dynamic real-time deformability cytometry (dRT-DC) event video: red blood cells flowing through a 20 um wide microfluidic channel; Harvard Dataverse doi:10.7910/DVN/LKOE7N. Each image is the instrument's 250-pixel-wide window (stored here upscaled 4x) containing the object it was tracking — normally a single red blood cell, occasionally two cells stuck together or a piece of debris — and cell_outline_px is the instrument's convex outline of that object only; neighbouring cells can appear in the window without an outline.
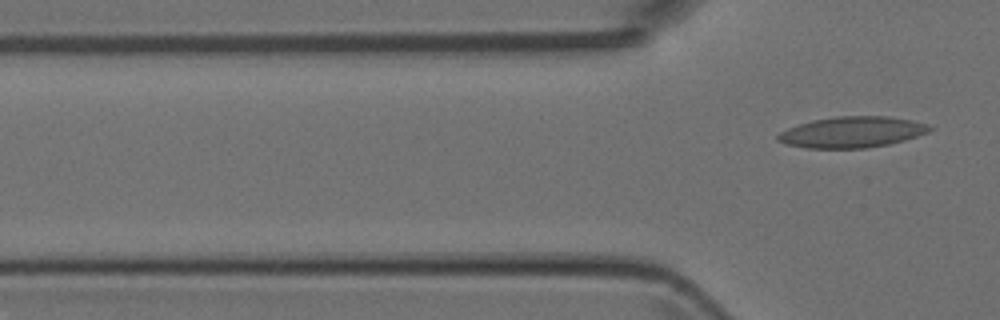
{"species": "Egyptian fruit bat (a non-hibernating species)", "species_latin": "Rousettus aegyptiacus", "temperature_condition": "room temperature", "stored_images_in_passage": 6, "segment_of_instrument_passage": [2, 2], "camera_frame_rate_fps": 3000, "um_per_image_px": 0.085, "animal": {"sex": "female"}, "frame": {"image": 1, "passage_image": 6, "time_ms": 6.667, "image_size_px": [1000, 320], "cell_outline_px": [[932, 128], [928, 132], [904, 140], [888, 144], [864, 148], [808, 148], [784, 144], [776, 140], [776, 136], [780, 132], [788, 128], [812, 120], [836, 116], [884, 116], [912, 120], [928, 124]], "centroid_in_image_um": [72.39, 11.23], "position_along_channel_um": 53.4, "area_um2": 27.28}}